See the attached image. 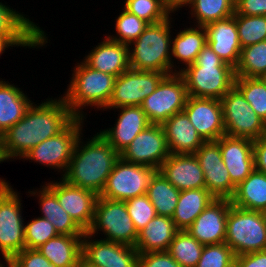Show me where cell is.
I'll list each match as a JSON object with an SVG mask.
<instances>
[{"instance_id":"6da1fadb","label":"cell","mask_w":266,"mask_h":267,"mask_svg":"<svg viewBox=\"0 0 266 267\" xmlns=\"http://www.w3.org/2000/svg\"><path fill=\"white\" fill-rule=\"evenodd\" d=\"M35 103L28 107L20 121L1 135L7 162L21 160L34 146L60 133L75 118L61 96Z\"/></svg>"},{"instance_id":"7a4b0ae2","label":"cell","mask_w":266,"mask_h":267,"mask_svg":"<svg viewBox=\"0 0 266 267\" xmlns=\"http://www.w3.org/2000/svg\"><path fill=\"white\" fill-rule=\"evenodd\" d=\"M83 135L82 132L76 142L62 178L69 184L93 191L99 196L120 155L99 132L85 141Z\"/></svg>"},{"instance_id":"3957f363","label":"cell","mask_w":266,"mask_h":267,"mask_svg":"<svg viewBox=\"0 0 266 267\" xmlns=\"http://www.w3.org/2000/svg\"><path fill=\"white\" fill-rule=\"evenodd\" d=\"M188 96L221 99L233 86L235 69L226 64L207 43L193 64L180 72Z\"/></svg>"},{"instance_id":"277c9868","label":"cell","mask_w":266,"mask_h":267,"mask_svg":"<svg viewBox=\"0 0 266 267\" xmlns=\"http://www.w3.org/2000/svg\"><path fill=\"white\" fill-rule=\"evenodd\" d=\"M67 89L61 97L75 117L86 118L88 107L104 110L109 103L116 77L76 62ZM87 107V108H86Z\"/></svg>"},{"instance_id":"5b68a950","label":"cell","mask_w":266,"mask_h":267,"mask_svg":"<svg viewBox=\"0 0 266 267\" xmlns=\"http://www.w3.org/2000/svg\"><path fill=\"white\" fill-rule=\"evenodd\" d=\"M171 16L172 14L164 21L149 24L144 32L128 45L131 69L172 74L171 28L174 25L171 24L174 18Z\"/></svg>"},{"instance_id":"8992f818","label":"cell","mask_w":266,"mask_h":267,"mask_svg":"<svg viewBox=\"0 0 266 267\" xmlns=\"http://www.w3.org/2000/svg\"><path fill=\"white\" fill-rule=\"evenodd\" d=\"M225 243L236 256L266 250V212L231 205Z\"/></svg>"},{"instance_id":"52a82bcc","label":"cell","mask_w":266,"mask_h":267,"mask_svg":"<svg viewBox=\"0 0 266 267\" xmlns=\"http://www.w3.org/2000/svg\"><path fill=\"white\" fill-rule=\"evenodd\" d=\"M20 193L0 177V255L9 261L25 248L24 217Z\"/></svg>"},{"instance_id":"ba28073f","label":"cell","mask_w":266,"mask_h":267,"mask_svg":"<svg viewBox=\"0 0 266 267\" xmlns=\"http://www.w3.org/2000/svg\"><path fill=\"white\" fill-rule=\"evenodd\" d=\"M87 233L95 238L98 233L104 234L102 239L133 247L138 238L125 202L103 197H98L96 201L93 223Z\"/></svg>"},{"instance_id":"9c48e42d","label":"cell","mask_w":266,"mask_h":267,"mask_svg":"<svg viewBox=\"0 0 266 267\" xmlns=\"http://www.w3.org/2000/svg\"><path fill=\"white\" fill-rule=\"evenodd\" d=\"M84 121L86 118L75 117L60 133L34 146L22 159L56 170L62 177L67 171L76 142L84 132Z\"/></svg>"},{"instance_id":"30bf717a","label":"cell","mask_w":266,"mask_h":267,"mask_svg":"<svg viewBox=\"0 0 266 267\" xmlns=\"http://www.w3.org/2000/svg\"><path fill=\"white\" fill-rule=\"evenodd\" d=\"M225 135L255 141L266 135V123L233 86L221 99Z\"/></svg>"},{"instance_id":"8fae6325","label":"cell","mask_w":266,"mask_h":267,"mask_svg":"<svg viewBox=\"0 0 266 267\" xmlns=\"http://www.w3.org/2000/svg\"><path fill=\"white\" fill-rule=\"evenodd\" d=\"M187 98L184 78L180 73H172L160 81L140 106L150 123L162 124L174 114L183 112Z\"/></svg>"},{"instance_id":"7c38bea8","label":"cell","mask_w":266,"mask_h":267,"mask_svg":"<svg viewBox=\"0 0 266 267\" xmlns=\"http://www.w3.org/2000/svg\"><path fill=\"white\" fill-rule=\"evenodd\" d=\"M156 171L153 167L128 163L119 158L115 162L99 197L126 201L144 195Z\"/></svg>"},{"instance_id":"4fadbf2b","label":"cell","mask_w":266,"mask_h":267,"mask_svg":"<svg viewBox=\"0 0 266 267\" xmlns=\"http://www.w3.org/2000/svg\"><path fill=\"white\" fill-rule=\"evenodd\" d=\"M165 76L162 72L128 69L116 77L108 106L103 111L140 106Z\"/></svg>"},{"instance_id":"5bb4252c","label":"cell","mask_w":266,"mask_h":267,"mask_svg":"<svg viewBox=\"0 0 266 267\" xmlns=\"http://www.w3.org/2000/svg\"><path fill=\"white\" fill-rule=\"evenodd\" d=\"M119 155L128 163L150 166L159 170L170 155L161 124L151 123Z\"/></svg>"},{"instance_id":"9a60e30c","label":"cell","mask_w":266,"mask_h":267,"mask_svg":"<svg viewBox=\"0 0 266 267\" xmlns=\"http://www.w3.org/2000/svg\"><path fill=\"white\" fill-rule=\"evenodd\" d=\"M57 197L61 207L71 216L76 224L87 232L94 219L98 195L93 191L69 184L62 177L44 183Z\"/></svg>"},{"instance_id":"2e32d148","label":"cell","mask_w":266,"mask_h":267,"mask_svg":"<svg viewBox=\"0 0 266 267\" xmlns=\"http://www.w3.org/2000/svg\"><path fill=\"white\" fill-rule=\"evenodd\" d=\"M85 232L82 237V259L96 267H138V251L135 247L112 242L109 240L94 239Z\"/></svg>"},{"instance_id":"e0dca14e","label":"cell","mask_w":266,"mask_h":267,"mask_svg":"<svg viewBox=\"0 0 266 267\" xmlns=\"http://www.w3.org/2000/svg\"><path fill=\"white\" fill-rule=\"evenodd\" d=\"M203 170L206 189L216 199H231L236 186L222 160L217 141H206L194 153Z\"/></svg>"},{"instance_id":"ac0fdd59","label":"cell","mask_w":266,"mask_h":267,"mask_svg":"<svg viewBox=\"0 0 266 267\" xmlns=\"http://www.w3.org/2000/svg\"><path fill=\"white\" fill-rule=\"evenodd\" d=\"M183 112L204 142L217 141L225 135L219 99L188 96Z\"/></svg>"},{"instance_id":"d6986e66","label":"cell","mask_w":266,"mask_h":267,"mask_svg":"<svg viewBox=\"0 0 266 267\" xmlns=\"http://www.w3.org/2000/svg\"><path fill=\"white\" fill-rule=\"evenodd\" d=\"M231 205L230 199L213 200L186 231L202 245L225 242L226 221Z\"/></svg>"},{"instance_id":"ffe728a7","label":"cell","mask_w":266,"mask_h":267,"mask_svg":"<svg viewBox=\"0 0 266 267\" xmlns=\"http://www.w3.org/2000/svg\"><path fill=\"white\" fill-rule=\"evenodd\" d=\"M222 160L237 187L255 169L253 142L250 139L224 135L217 140Z\"/></svg>"},{"instance_id":"44dd1931","label":"cell","mask_w":266,"mask_h":267,"mask_svg":"<svg viewBox=\"0 0 266 267\" xmlns=\"http://www.w3.org/2000/svg\"><path fill=\"white\" fill-rule=\"evenodd\" d=\"M115 110L119 113L114 126L101 128L99 133L120 153L151 123L141 106H125Z\"/></svg>"},{"instance_id":"7402d4cb","label":"cell","mask_w":266,"mask_h":267,"mask_svg":"<svg viewBox=\"0 0 266 267\" xmlns=\"http://www.w3.org/2000/svg\"><path fill=\"white\" fill-rule=\"evenodd\" d=\"M204 27L207 34V43L211 49L226 64L235 69L239 63L242 49L237 31L236 15L213 21Z\"/></svg>"},{"instance_id":"603a6c76","label":"cell","mask_w":266,"mask_h":267,"mask_svg":"<svg viewBox=\"0 0 266 267\" xmlns=\"http://www.w3.org/2000/svg\"><path fill=\"white\" fill-rule=\"evenodd\" d=\"M159 171L180 191L206 188L203 170L194 153L170 154Z\"/></svg>"},{"instance_id":"cb8c5ba5","label":"cell","mask_w":266,"mask_h":267,"mask_svg":"<svg viewBox=\"0 0 266 267\" xmlns=\"http://www.w3.org/2000/svg\"><path fill=\"white\" fill-rule=\"evenodd\" d=\"M82 60L91 68L118 77L130 69L128 45L106 35Z\"/></svg>"},{"instance_id":"d4e9b609","label":"cell","mask_w":266,"mask_h":267,"mask_svg":"<svg viewBox=\"0 0 266 267\" xmlns=\"http://www.w3.org/2000/svg\"><path fill=\"white\" fill-rule=\"evenodd\" d=\"M185 27L182 31L180 29L175 37L172 34V73H180L187 66L193 64L199 52L207 44V34L204 26L190 25ZM176 60L178 63H176ZM181 63L182 65H178L179 67L176 65ZM180 66L183 67L180 68Z\"/></svg>"},{"instance_id":"484cf974","label":"cell","mask_w":266,"mask_h":267,"mask_svg":"<svg viewBox=\"0 0 266 267\" xmlns=\"http://www.w3.org/2000/svg\"><path fill=\"white\" fill-rule=\"evenodd\" d=\"M161 126L170 154L195 153L204 143L184 112L174 114Z\"/></svg>"},{"instance_id":"4316f807","label":"cell","mask_w":266,"mask_h":267,"mask_svg":"<svg viewBox=\"0 0 266 267\" xmlns=\"http://www.w3.org/2000/svg\"><path fill=\"white\" fill-rule=\"evenodd\" d=\"M36 190H28V196L38 199L41 217L50 221L58 234L84 236L85 232L76 224L71 216L61 207L55 194L45 185ZM32 190V191H31Z\"/></svg>"},{"instance_id":"83f0119b","label":"cell","mask_w":266,"mask_h":267,"mask_svg":"<svg viewBox=\"0 0 266 267\" xmlns=\"http://www.w3.org/2000/svg\"><path fill=\"white\" fill-rule=\"evenodd\" d=\"M0 78V136L20 121L33 101L18 85Z\"/></svg>"},{"instance_id":"f1b7e54d","label":"cell","mask_w":266,"mask_h":267,"mask_svg":"<svg viewBox=\"0 0 266 267\" xmlns=\"http://www.w3.org/2000/svg\"><path fill=\"white\" fill-rule=\"evenodd\" d=\"M178 231L171 217L156 215L138 232L135 248L138 253L167 251Z\"/></svg>"},{"instance_id":"f546056e","label":"cell","mask_w":266,"mask_h":267,"mask_svg":"<svg viewBox=\"0 0 266 267\" xmlns=\"http://www.w3.org/2000/svg\"><path fill=\"white\" fill-rule=\"evenodd\" d=\"M82 237L59 234L37 249L53 267H79L82 259Z\"/></svg>"},{"instance_id":"4dcf8cb0","label":"cell","mask_w":266,"mask_h":267,"mask_svg":"<svg viewBox=\"0 0 266 267\" xmlns=\"http://www.w3.org/2000/svg\"><path fill=\"white\" fill-rule=\"evenodd\" d=\"M216 198L206 189L180 191L175 212L171 217L178 230H186Z\"/></svg>"},{"instance_id":"1f68e13d","label":"cell","mask_w":266,"mask_h":267,"mask_svg":"<svg viewBox=\"0 0 266 267\" xmlns=\"http://www.w3.org/2000/svg\"><path fill=\"white\" fill-rule=\"evenodd\" d=\"M239 208L266 212V174L254 169L230 199Z\"/></svg>"},{"instance_id":"d6a6232c","label":"cell","mask_w":266,"mask_h":267,"mask_svg":"<svg viewBox=\"0 0 266 267\" xmlns=\"http://www.w3.org/2000/svg\"><path fill=\"white\" fill-rule=\"evenodd\" d=\"M179 194L180 190L175 188L159 170L152 176L146 191L157 215L168 217H172L175 212Z\"/></svg>"},{"instance_id":"836d02e7","label":"cell","mask_w":266,"mask_h":267,"mask_svg":"<svg viewBox=\"0 0 266 267\" xmlns=\"http://www.w3.org/2000/svg\"><path fill=\"white\" fill-rule=\"evenodd\" d=\"M195 26H205L213 21L226 19L234 15V0H192L188 5Z\"/></svg>"},{"instance_id":"e575fe53","label":"cell","mask_w":266,"mask_h":267,"mask_svg":"<svg viewBox=\"0 0 266 267\" xmlns=\"http://www.w3.org/2000/svg\"><path fill=\"white\" fill-rule=\"evenodd\" d=\"M23 13L1 1L0 35H45V31Z\"/></svg>"},{"instance_id":"d590c367","label":"cell","mask_w":266,"mask_h":267,"mask_svg":"<svg viewBox=\"0 0 266 267\" xmlns=\"http://www.w3.org/2000/svg\"><path fill=\"white\" fill-rule=\"evenodd\" d=\"M235 76L264 78L266 76V40L241 49Z\"/></svg>"},{"instance_id":"8d00e7d4","label":"cell","mask_w":266,"mask_h":267,"mask_svg":"<svg viewBox=\"0 0 266 267\" xmlns=\"http://www.w3.org/2000/svg\"><path fill=\"white\" fill-rule=\"evenodd\" d=\"M203 248L204 245L186 230H179L170 243L167 252L181 267H196Z\"/></svg>"},{"instance_id":"74e56055","label":"cell","mask_w":266,"mask_h":267,"mask_svg":"<svg viewBox=\"0 0 266 267\" xmlns=\"http://www.w3.org/2000/svg\"><path fill=\"white\" fill-rule=\"evenodd\" d=\"M234 86L242 93L256 114L266 123V80L235 76Z\"/></svg>"},{"instance_id":"f35d334b","label":"cell","mask_w":266,"mask_h":267,"mask_svg":"<svg viewBox=\"0 0 266 267\" xmlns=\"http://www.w3.org/2000/svg\"><path fill=\"white\" fill-rule=\"evenodd\" d=\"M114 22H116L114 26L116 34L109 35L108 33L107 37L126 45L135 41L149 25L124 8H122V12L119 13Z\"/></svg>"},{"instance_id":"ab89813d","label":"cell","mask_w":266,"mask_h":267,"mask_svg":"<svg viewBox=\"0 0 266 267\" xmlns=\"http://www.w3.org/2000/svg\"><path fill=\"white\" fill-rule=\"evenodd\" d=\"M123 3L125 10L148 24L164 21L172 14L163 0H125Z\"/></svg>"},{"instance_id":"60d3db41","label":"cell","mask_w":266,"mask_h":267,"mask_svg":"<svg viewBox=\"0 0 266 267\" xmlns=\"http://www.w3.org/2000/svg\"><path fill=\"white\" fill-rule=\"evenodd\" d=\"M236 24L242 48L266 40V16L236 15Z\"/></svg>"},{"instance_id":"b9f144b4","label":"cell","mask_w":266,"mask_h":267,"mask_svg":"<svg viewBox=\"0 0 266 267\" xmlns=\"http://www.w3.org/2000/svg\"><path fill=\"white\" fill-rule=\"evenodd\" d=\"M25 248L37 249L49 239L59 235L54 225L47 219L38 216L24 226Z\"/></svg>"},{"instance_id":"7bdbcfd3","label":"cell","mask_w":266,"mask_h":267,"mask_svg":"<svg viewBox=\"0 0 266 267\" xmlns=\"http://www.w3.org/2000/svg\"><path fill=\"white\" fill-rule=\"evenodd\" d=\"M233 250L225 243L204 245L196 267H234Z\"/></svg>"},{"instance_id":"ee69618b","label":"cell","mask_w":266,"mask_h":267,"mask_svg":"<svg viewBox=\"0 0 266 267\" xmlns=\"http://www.w3.org/2000/svg\"><path fill=\"white\" fill-rule=\"evenodd\" d=\"M124 202L137 232L145 228L157 215L154 206L146 194L130 198Z\"/></svg>"},{"instance_id":"f6af8a7d","label":"cell","mask_w":266,"mask_h":267,"mask_svg":"<svg viewBox=\"0 0 266 267\" xmlns=\"http://www.w3.org/2000/svg\"><path fill=\"white\" fill-rule=\"evenodd\" d=\"M48 34L45 35H0V55L13 47L36 48L47 47ZM7 48V49H6Z\"/></svg>"},{"instance_id":"bcb514c9","label":"cell","mask_w":266,"mask_h":267,"mask_svg":"<svg viewBox=\"0 0 266 267\" xmlns=\"http://www.w3.org/2000/svg\"><path fill=\"white\" fill-rule=\"evenodd\" d=\"M8 262L13 267H53L52 263L38 249L24 248Z\"/></svg>"},{"instance_id":"7dc6e473","label":"cell","mask_w":266,"mask_h":267,"mask_svg":"<svg viewBox=\"0 0 266 267\" xmlns=\"http://www.w3.org/2000/svg\"><path fill=\"white\" fill-rule=\"evenodd\" d=\"M138 267H181L167 251L139 253Z\"/></svg>"},{"instance_id":"c3c4849f","label":"cell","mask_w":266,"mask_h":267,"mask_svg":"<svg viewBox=\"0 0 266 267\" xmlns=\"http://www.w3.org/2000/svg\"><path fill=\"white\" fill-rule=\"evenodd\" d=\"M235 15L266 16V0H237Z\"/></svg>"},{"instance_id":"681fc988","label":"cell","mask_w":266,"mask_h":267,"mask_svg":"<svg viewBox=\"0 0 266 267\" xmlns=\"http://www.w3.org/2000/svg\"><path fill=\"white\" fill-rule=\"evenodd\" d=\"M235 267H266V250L236 256Z\"/></svg>"},{"instance_id":"f907efd6","label":"cell","mask_w":266,"mask_h":267,"mask_svg":"<svg viewBox=\"0 0 266 267\" xmlns=\"http://www.w3.org/2000/svg\"><path fill=\"white\" fill-rule=\"evenodd\" d=\"M255 169L266 174V135L253 142Z\"/></svg>"},{"instance_id":"816d5d0a","label":"cell","mask_w":266,"mask_h":267,"mask_svg":"<svg viewBox=\"0 0 266 267\" xmlns=\"http://www.w3.org/2000/svg\"><path fill=\"white\" fill-rule=\"evenodd\" d=\"M192 0H163L164 4L166 7L173 13L175 14L179 10H181L183 7H187V5L191 2ZM181 8V9H180Z\"/></svg>"},{"instance_id":"f5cc1de1","label":"cell","mask_w":266,"mask_h":267,"mask_svg":"<svg viewBox=\"0 0 266 267\" xmlns=\"http://www.w3.org/2000/svg\"><path fill=\"white\" fill-rule=\"evenodd\" d=\"M6 162V159L4 158V154L2 151V144H1V138H0V163Z\"/></svg>"},{"instance_id":"db71d44e","label":"cell","mask_w":266,"mask_h":267,"mask_svg":"<svg viewBox=\"0 0 266 267\" xmlns=\"http://www.w3.org/2000/svg\"><path fill=\"white\" fill-rule=\"evenodd\" d=\"M6 264V265H5ZM0 267H13L8 261H1L0 262Z\"/></svg>"},{"instance_id":"11a10c76","label":"cell","mask_w":266,"mask_h":267,"mask_svg":"<svg viewBox=\"0 0 266 267\" xmlns=\"http://www.w3.org/2000/svg\"><path fill=\"white\" fill-rule=\"evenodd\" d=\"M79 267H96V266L88 265L83 259H81Z\"/></svg>"}]
</instances>
